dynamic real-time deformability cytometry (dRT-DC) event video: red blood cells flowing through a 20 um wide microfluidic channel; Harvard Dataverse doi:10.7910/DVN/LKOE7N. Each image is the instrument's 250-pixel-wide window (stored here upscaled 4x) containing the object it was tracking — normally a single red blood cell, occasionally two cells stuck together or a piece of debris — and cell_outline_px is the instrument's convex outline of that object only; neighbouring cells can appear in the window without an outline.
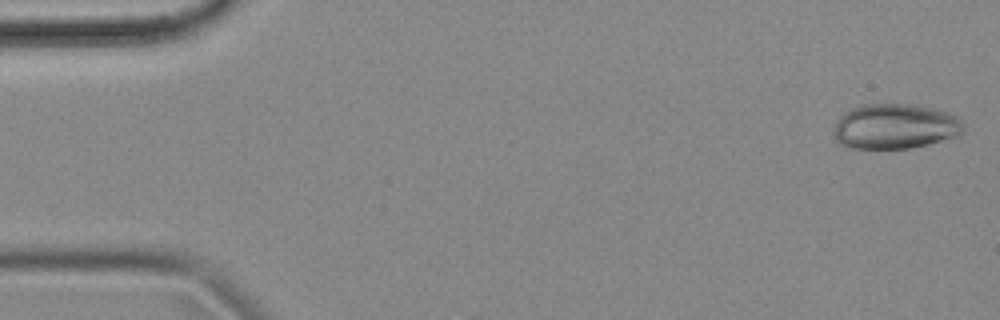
{"species": "common noctule bat (a hibernating species)", "species_latin": "Nyctalus noctula", "temperature_condition": "cold", "stored_images_in_passage": 55, "camera_frame_rate_fps": 3000, "um_per_image_px": 0.085, "animal": {"sex": "female", "body_mass_g": 18.4}, "frame": {"image": 1, "passage_image": 1, "time_ms": 0.0, "image_size_px": [1000, 320], "cell_outline_px": [[964, 132], [956, 136], [928, 144], [908, 148], [852, 148], [840, 144], [836, 140], [836, 124], [840, 116], [844, 112], [852, 108], [864, 104], [908, 104], [928, 108], [944, 112], [956, 116], [964, 124]], "centroid_in_image_um": [76.08, 10.75], "position_along_channel_um": 8.9, "area_um2": 33.58}}
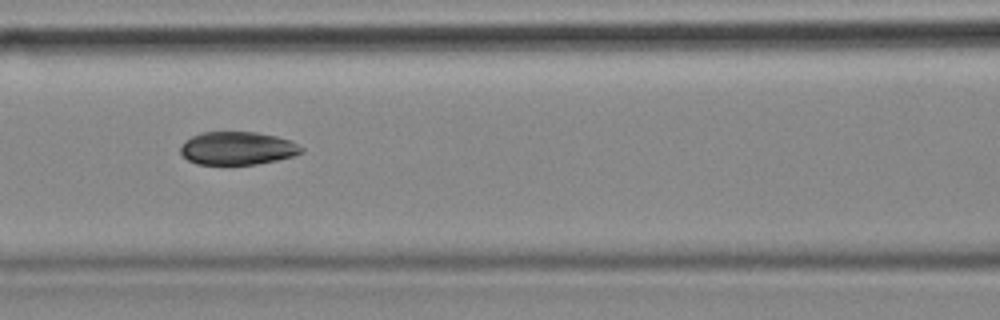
{"frame": {"image": 2, "passage_image": 23, "time_ms": 7.333, "image_size_px": [1000, 320], "cell_outline_px": [[304, 152], [296, 156], [256, 164], [196, 164], [188, 160], [180, 152], [180, 148], [192, 136], [200, 132], [256, 132], [276, 136], [292, 140], [304, 148]], "centroid_in_image_um": [20.25, 12.6], "position_along_channel_um": 146.4, "area_um2": 23.35}}
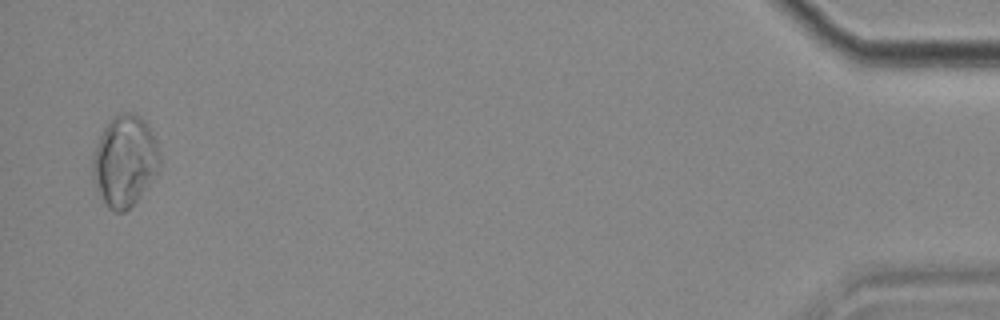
{"frame": {"image": 3, "passage_image": 54, "time_ms": 17.667, "image_size_px": [1000, 320], "cell_outline_px": [[160, 172], [140, 196], [124, 212], [116, 212], [108, 208], [92, 176], [92, 156], [96, 144], [104, 128], [116, 116], [124, 112], [132, 112], [140, 116], [144, 120], [160, 152]], "centroid_in_image_um": [10.62, 13.69], "position_along_channel_um": 424.6, "area_um2": 35.2}}